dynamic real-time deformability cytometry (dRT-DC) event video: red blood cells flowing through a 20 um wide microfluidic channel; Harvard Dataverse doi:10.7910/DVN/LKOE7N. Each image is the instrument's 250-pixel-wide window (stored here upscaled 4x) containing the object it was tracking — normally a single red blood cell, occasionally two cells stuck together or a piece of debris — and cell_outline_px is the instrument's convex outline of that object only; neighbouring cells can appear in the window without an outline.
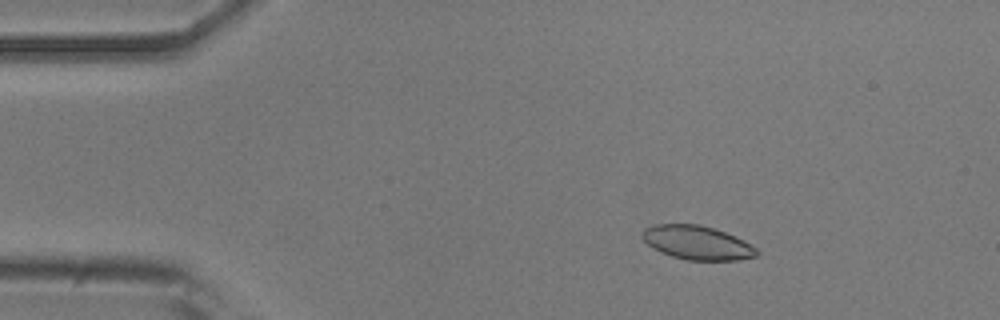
{"species": "common noctule bat (a hibernating species)", "species_latin": "Nyctalus noctula", "temperature_condition": "room temperature", "stored_images_in_passage": 55, "camera_frame_rate_fps": 3000, "um_per_image_px": 0.085, "animal": {"sex": "male", "body_mass_g": 20.5, "forearm_length_mm": 52.5}, "frame": {"image": 1, "passage_image": 9, "time_ms": 2.667, "image_size_px": [1000, 320], "cell_outline_px": [[760, 252], [756, 256], [740, 260], [688, 260], [672, 256], [660, 252], [648, 244], [640, 236], [640, 232], [644, 228], [652, 224], [700, 224], [724, 232], [744, 240], [756, 248]], "centroid_in_image_um": [59.23, 20.62], "position_along_channel_um": 25.8, "area_um2": 22.66}}
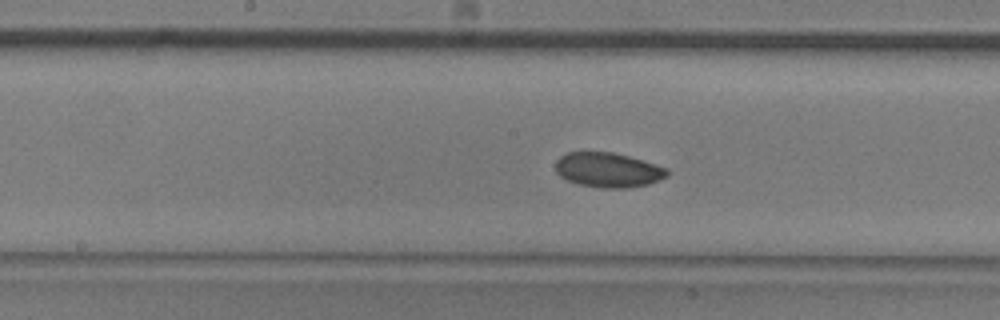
{"frame": {"image": 2, "passage_image": 28, "time_ms": 9.0, "image_size_px": [1000, 320], "cell_outline_px": [[668, 176], [660, 180], [648, 184], [628, 188], [600, 188], [580, 184], [568, 180], [560, 176], [556, 172], [556, 160], [560, 156], [568, 152], [612, 152], [628, 156], [668, 168]], "centroid_in_image_um": [51.69, 14.45], "position_along_channel_um": 196.5, "area_um2": 22.54}}
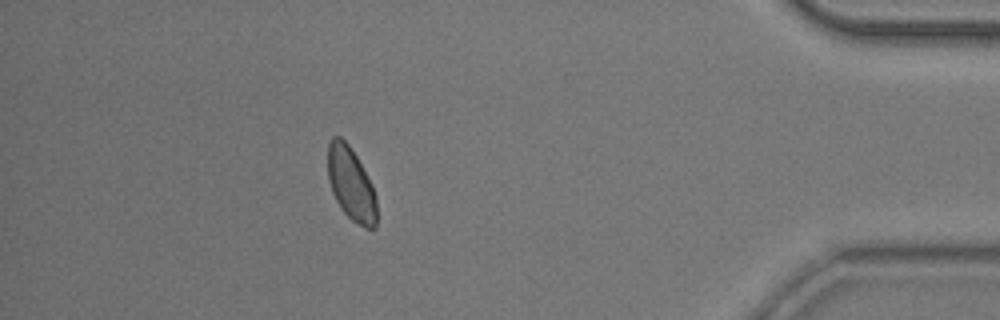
{"frame": {"image": 3, "passage_image": 49, "time_ms": 16.0, "image_size_px": [1000, 320], "cell_outline_px": [[376, 228], [364, 228], [352, 220], [340, 208], [332, 192], [328, 180], [328, 144], [332, 136], [340, 136], [348, 144], [356, 156], [372, 184], [376, 196]], "centroid_in_image_um": [29.83, 15.64], "position_along_channel_um": 405.4, "area_um2": 20.87}, "authors_computed_cell_mechanics": {"area_um2": 22.1374, "velocity_mm_per_s": 3.6816, "shape_relaxation_time_tau1_ms": 5.5368, "shape_relaxation_time_tau2_ms": 9.0293, "deformation_change_tau1": 0.0895, "deformation_change_tau2": 0.0964}}